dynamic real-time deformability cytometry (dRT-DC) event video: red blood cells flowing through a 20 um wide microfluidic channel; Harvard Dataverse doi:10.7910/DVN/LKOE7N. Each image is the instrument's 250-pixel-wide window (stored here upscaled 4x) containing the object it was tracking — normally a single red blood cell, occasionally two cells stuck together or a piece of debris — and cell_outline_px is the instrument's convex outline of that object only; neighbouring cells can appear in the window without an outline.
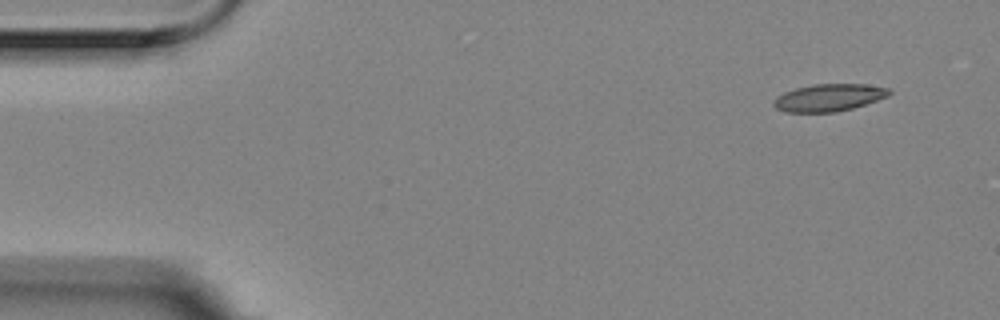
{"species": "Egyptian fruit bat (a non-hibernating species)", "species_latin": "Rousettus aegyptiacus", "temperature_condition": "room temperature", "stored_images_in_passage": 6, "camera_frame_rate_fps": 3000, "um_per_image_px": 0.085, "animal": {"sex": "female"}, "frame": {"image": 1, "passage_image": 1, "time_ms": 0.0, "image_size_px": [1000, 320], "cell_outline_px": [[892, 92], [888, 96], [852, 108], [836, 112], [784, 112], [776, 108], [772, 104], [776, 96], [784, 92], [796, 88], [816, 84], [864, 84], [888, 88]], "centroid_in_image_um": [70.42, 8.3], "position_along_channel_um": 14.6, "area_um2": 18.26}}
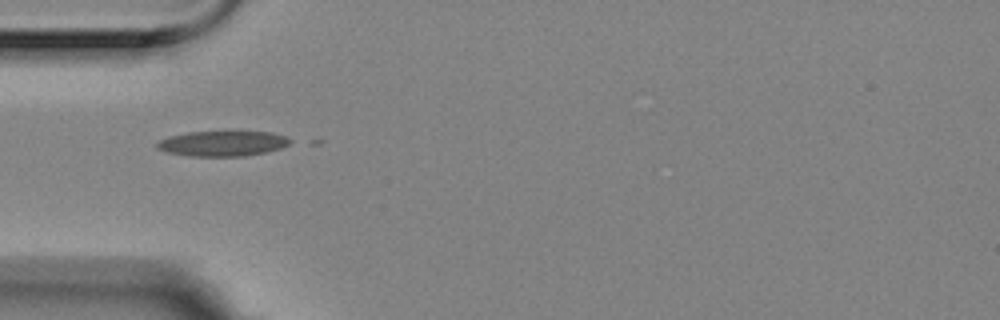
{"frame": {"image": 2, "passage_image": 4, "time_ms": 1.0, "image_size_px": [1000, 320], "cell_outline_px": [[296, 140], [280, 148], [264, 152], [244, 156], [192, 156], [168, 152], [156, 148], [156, 144], [160, 140], [168, 136], [188, 132], [272, 132], [288, 136]], "centroid_in_image_um": [18.96, 12.19], "position_along_channel_um": 66.0, "area_um2": 19.54}}
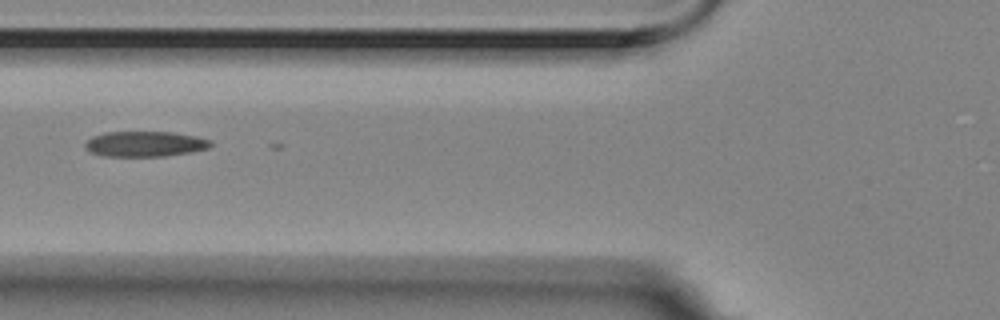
{"frame": {"image": 3, "passage_image": 5, "time_ms": 1.333, "image_size_px": [1000, 320], "cell_outline_px": [[212, 144], [208, 148], [192, 152], [164, 156], [104, 156], [92, 152], [84, 148], [84, 144], [92, 136], [104, 132], [172, 132], [196, 136], [212, 140]], "centroid_in_image_um": [12.33, 12.23], "position_along_channel_um": 113.5, "area_um2": 18.61}}